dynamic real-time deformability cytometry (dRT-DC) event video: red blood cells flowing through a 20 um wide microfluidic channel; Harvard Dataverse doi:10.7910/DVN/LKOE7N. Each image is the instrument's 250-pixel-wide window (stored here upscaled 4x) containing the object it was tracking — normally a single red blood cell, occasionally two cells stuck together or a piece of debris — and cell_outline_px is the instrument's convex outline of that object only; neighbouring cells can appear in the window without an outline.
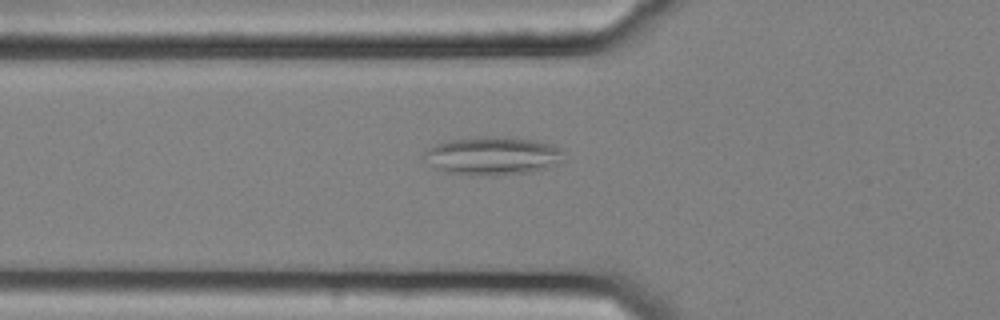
{"species": "common noctule bat (a hibernating species)", "species_latin": "Nyctalus noctula", "temperature_condition": "cold", "stored_images_in_passage": 39, "camera_frame_rate_fps": 3000, "um_per_image_px": 0.085, "animal": {"sex": "female", "body_mass_g": 25.1}, "frame": {"image": 1, "passage_image": 3, "time_ms": 0.667, "image_size_px": [1000, 320], "cell_outline_px": [[564, 152], [556, 160], [544, 168], [528, 172], [492, 176], [468, 176], [444, 172], [436, 168], [420, 156], [428, 148], [436, 144], [452, 140], [476, 136], [508, 136], [536, 140], [552, 144], [560, 148]], "centroid_in_image_um": [41.77, 13.24], "position_along_channel_um": 84.0, "area_um2": 31.27}}
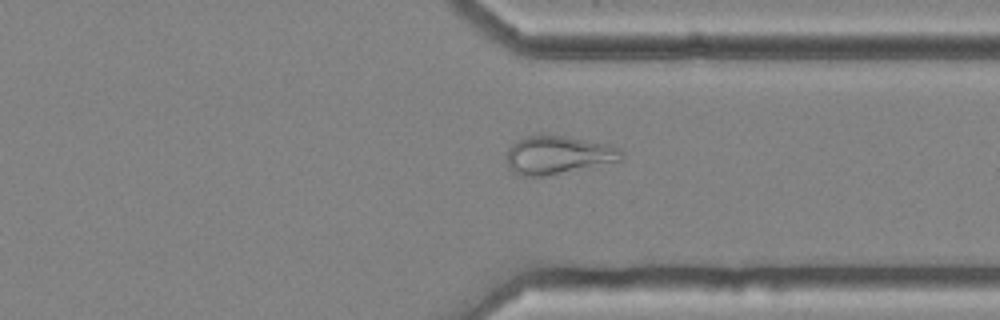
{"frame": {"image": 2, "passage_image": 26, "time_ms": 8.333, "image_size_px": [1000, 320], "cell_outline_px": [[624, 160], [544, 176], [520, 176], [512, 172], [508, 168], [504, 160], [504, 156], [508, 148], [512, 144], [528, 136], [564, 136], [608, 144], [620, 148], [624, 152]], "centroid_in_image_um": [47.41, 13.19], "position_along_channel_um": 364.0, "area_um2": 25.66}}
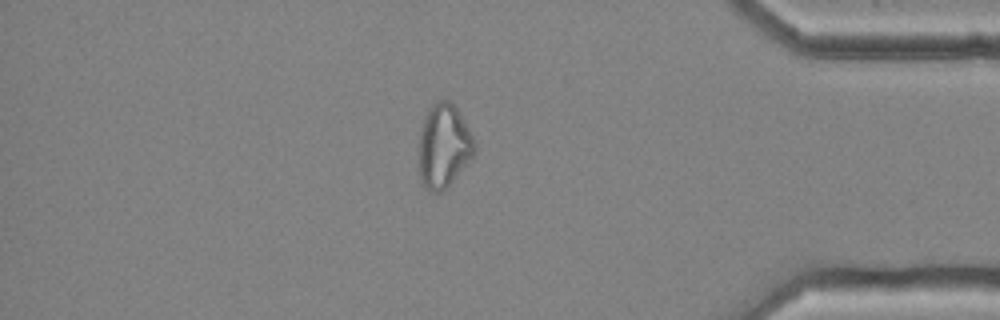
{"frame": {"image": 3, "passage_image": 31, "time_ms": 10.0, "image_size_px": [1000, 320], "cell_outline_px": [[476, 152], [448, 184], [440, 192], [432, 192], [420, 180], [420, 132], [428, 108], [432, 104], [440, 100], [452, 100], [472, 136], [476, 144]], "centroid_in_image_um": [37.72, 12.36], "position_along_channel_um": 397.5, "area_um2": 26.41}, "authors_computed_cell_mechanics": {"area_um2": 24.5072, "velocity_mm_per_s": 3.6417, "shape_relaxation_time_tau1_ms": null, "shape_relaxation_time_tau2_ms": 4.1922, "deformation_change_tau1": null, "deformation_change_tau2": 0.1097}}